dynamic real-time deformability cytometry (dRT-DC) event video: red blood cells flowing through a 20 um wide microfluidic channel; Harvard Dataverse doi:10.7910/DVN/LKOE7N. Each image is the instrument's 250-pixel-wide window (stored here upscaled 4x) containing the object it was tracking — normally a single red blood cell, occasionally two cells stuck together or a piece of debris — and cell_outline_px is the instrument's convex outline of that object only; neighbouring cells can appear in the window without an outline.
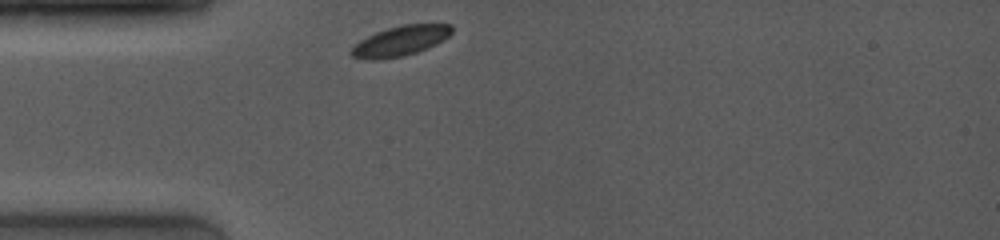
{"species": "common noctule bat (a hibernating species)", "species_latin": "Nyctalus noctula", "temperature_condition": "room temperature", "stored_images_in_passage": 40, "camera_frame_rate_fps": 4000, "um_per_image_px": 0.085, "animal": {"sex": "female", "body_mass_g": 19.0, "forearm_length_mm": 53.3}, "frame": {"image": 1, "passage_image": 1, "time_ms": 0.0, "image_size_px": [1000, 240], "cell_outline_px": [[452, 32], [448, 36], [416, 52], [404, 56], [376, 60], [368, 60], [352, 56], [348, 52], [360, 40], [376, 32], [388, 28], [404, 24], [452, 24]], "centroid_in_image_um": [33.98, 3.48], "position_along_channel_um": 51.0, "area_um2": 17.22}}
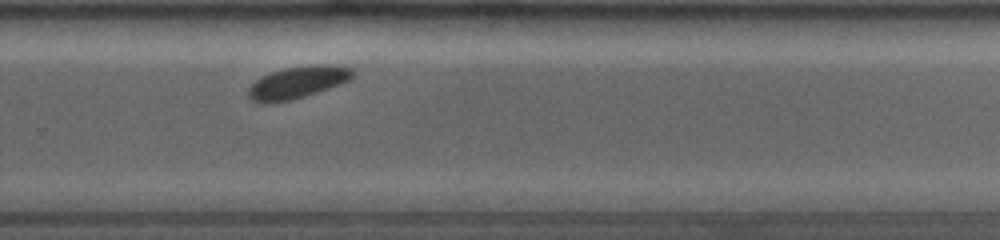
{"frame": {"image": 2, "passage_image": 28, "time_ms": 6.75, "image_size_px": [1000, 240], "cell_outline_px": [[356, 72], [348, 80], [340, 84], [304, 96], [288, 100], [264, 104], [252, 100], [248, 96], [248, 88], [256, 80], [272, 72], [284, 68], [316, 64], [332, 64], [352, 68]], "centroid_in_image_um": [25.31, 6.99], "position_along_channel_um": 304.5, "area_um2": 19.31}}
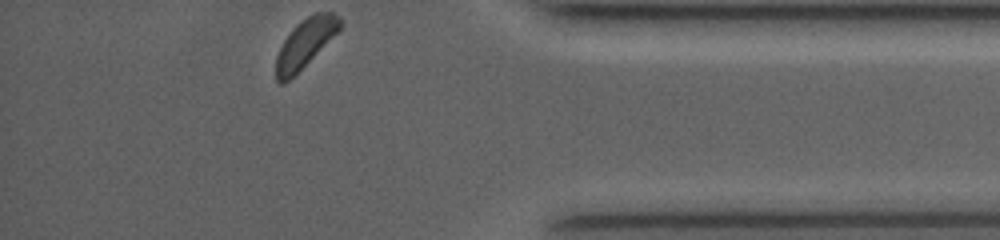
{"frame": {"image": 3, "passage_image": 40, "time_ms": 9.75, "image_size_px": [1000, 240], "cell_outline_px": [[344, 24], [340, 32], [288, 80], [280, 84], [276, 80], [276, 56], [284, 40], [292, 28], [296, 24], [308, 16], [316, 12], [332, 12], [340, 16]], "centroid_in_image_um": [26.0, 3.63], "position_along_channel_um": 409.2, "area_um2": 18.15}, "authors_computed_cell_mechanics": {"area_um2": 18.9584, "velocity_mm_per_s": 3.9167, "shape_relaxation_time_tau1_ms": 0.7856, "shape_relaxation_time_tau2_ms": null, "deformation_change_tau1": 0.032, "deformation_change_tau2": null}}